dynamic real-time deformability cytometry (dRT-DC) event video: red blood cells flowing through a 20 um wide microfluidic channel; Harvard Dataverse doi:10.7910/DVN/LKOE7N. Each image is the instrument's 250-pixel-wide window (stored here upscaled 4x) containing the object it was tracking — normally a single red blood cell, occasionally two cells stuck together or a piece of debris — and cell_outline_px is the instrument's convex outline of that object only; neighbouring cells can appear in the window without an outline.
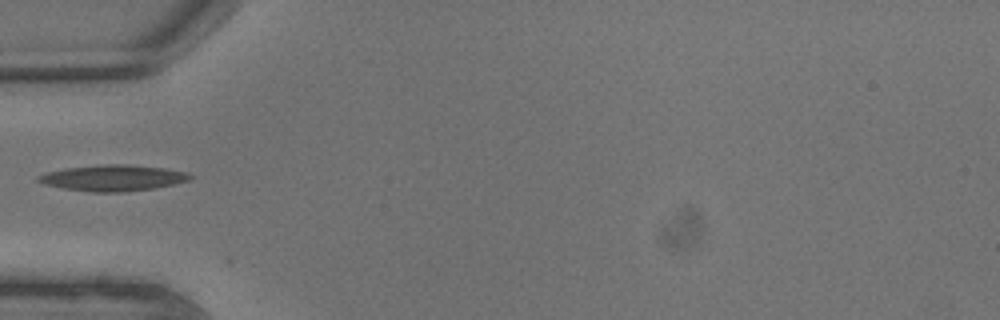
{"species": "common noctule bat (a hibernating species)", "species_latin": "Nyctalus noctula", "temperature_condition": "warm", "stored_images_in_passage": 4, "camera_frame_rate_fps": 3000, "um_per_image_px": 0.085, "animal": {"sex": "male", "body_mass_g": 13.3}, "frame": {"image": 1, "passage_image": 1, "time_ms": 0.0, "image_size_px": [1000, 320], "cell_outline_px": [[192, 176], [188, 180], [156, 188], [124, 192], [92, 192], [64, 188], [44, 184], [36, 180], [36, 176], [48, 172], [68, 168], [108, 164], [128, 164], [164, 168], [188, 172]], "centroid_in_image_um": [9.61, 15.13], "position_along_channel_um": 75.4, "area_um2": 22.83}}
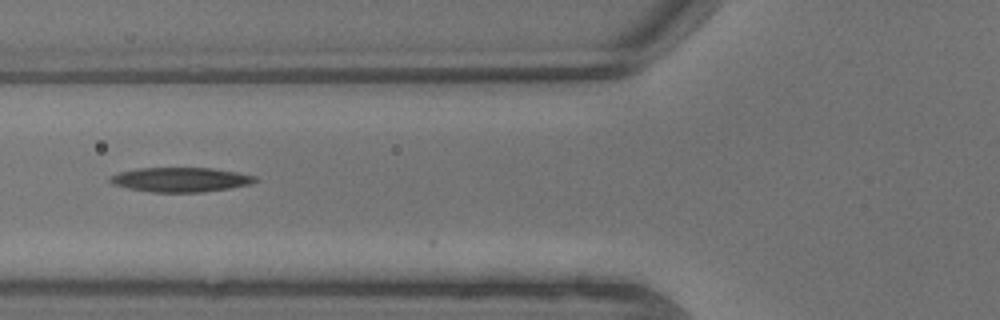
{"frame": {"image": 2, "passage_image": 2, "time_ms": 0.333, "image_size_px": [1000, 320], "cell_outline_px": [[260, 180], [252, 184], [228, 188], [200, 192], [152, 192], [128, 188], [112, 184], [108, 180], [112, 176], [120, 172], [136, 168], [212, 168], [236, 172], [256, 176]], "centroid_in_image_um": [15.37, 15.27], "position_along_channel_um": 110.4, "area_um2": 20.63}}
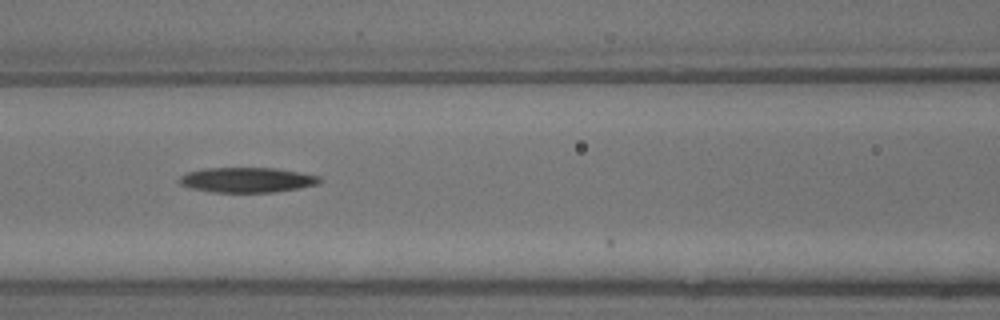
{"frame": {"image": 3, "passage_image": 3, "time_ms": 0.667, "image_size_px": [1000, 320], "cell_outline_px": [[324, 180], [320, 184], [300, 188], [276, 192], [212, 192], [192, 188], [180, 184], [176, 180], [180, 176], [188, 172], [204, 168], [276, 168], [300, 172], [320, 176]], "centroid_in_image_um": [21.04, 15.29], "position_along_channel_um": 145.6, "area_um2": 20.69}}